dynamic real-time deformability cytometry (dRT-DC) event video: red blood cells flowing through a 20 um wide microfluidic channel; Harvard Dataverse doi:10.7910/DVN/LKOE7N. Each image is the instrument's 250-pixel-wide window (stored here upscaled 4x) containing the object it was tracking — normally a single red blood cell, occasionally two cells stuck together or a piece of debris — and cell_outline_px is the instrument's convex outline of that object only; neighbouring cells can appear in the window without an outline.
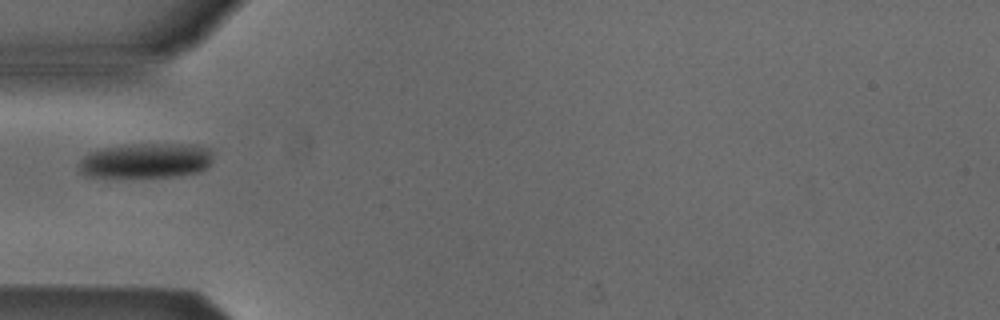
{"species": "Egyptian fruit bat (a non-hibernating species)", "species_latin": "Rousettus aegyptiacus", "temperature_condition": "cold", "stored_images_in_passage": 12, "camera_frame_rate_fps": 3000, "um_per_image_px": 0.085, "animal": {"sex": "male"}, "frame": {"image": 1, "passage_image": 1, "time_ms": 0.0, "image_size_px": [1000, 320], "cell_outline_px": [[212, 160], [200, 172], [180, 176], [84, 176], [80, 172], [76, 164], [88, 152], [104, 148], [128, 144], [196, 144], [212, 148]], "centroid_in_image_um": [12.42, 13.63], "position_along_channel_um": 72.6, "area_um2": 27.51}}
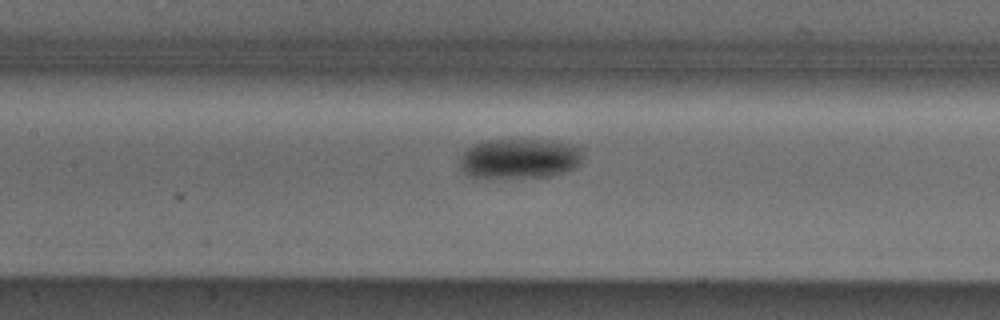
{"frame": {"image": 2, "passage_image": 8, "time_ms": 2.333, "image_size_px": [1000, 320], "cell_outline_px": [[580, 164], [576, 168], [552, 176], [468, 176], [460, 168], [460, 156], [464, 148], [472, 144], [488, 140], [552, 140], [576, 144], [580, 148]], "centroid_in_image_um": [44.15, 13.44], "position_along_channel_um": 163.2, "area_um2": 28.55}}
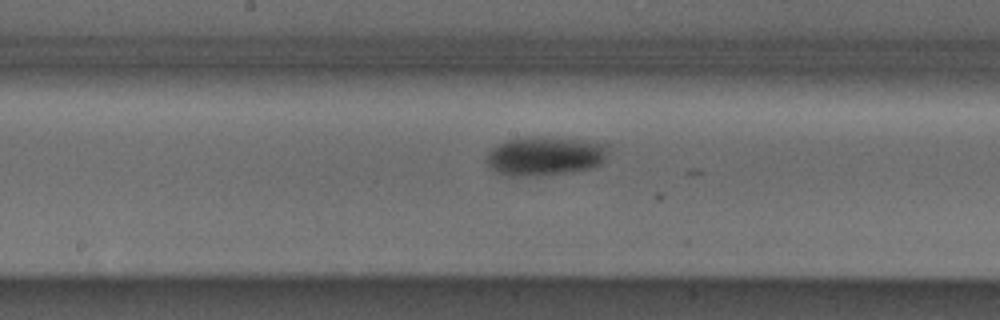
{"frame": {"image": 3, "passage_image": 11, "time_ms": 3.333, "image_size_px": [1000, 320], "cell_outline_px": [[608, 152], [604, 160], [600, 164], [592, 168], [568, 172], [520, 176], [512, 176], [496, 172], [484, 160], [484, 156], [492, 148], [508, 140], [528, 136], [536, 136], [572, 140], [604, 144]], "centroid_in_image_um": [46.25, 13.27], "position_along_channel_um": 201.9, "area_um2": 27.05}}